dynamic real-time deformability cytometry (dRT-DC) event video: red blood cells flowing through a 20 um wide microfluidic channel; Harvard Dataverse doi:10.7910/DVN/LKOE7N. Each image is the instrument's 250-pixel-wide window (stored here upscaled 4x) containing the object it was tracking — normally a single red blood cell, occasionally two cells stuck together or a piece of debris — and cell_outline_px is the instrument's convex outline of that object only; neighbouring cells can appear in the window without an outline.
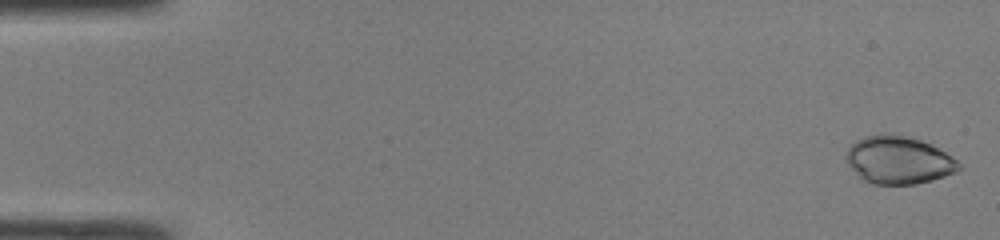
{"species": "common noctule bat (a hibernating species)", "species_latin": "Nyctalus noctula", "temperature_condition": "room temperature", "stored_images_in_passage": 47, "camera_frame_rate_fps": 3000, "um_per_image_px": 0.085, "animal": {"sex": "male", "body_mass_g": 19.0, "forearm_length_mm": 50.8}, "frame": {"image": 1, "passage_image": 1, "time_ms": 0.0, "image_size_px": [1000, 240], "cell_outline_px": [[964, 168], [956, 172], [932, 180], [916, 184], [872, 184], [860, 180], [844, 160], [844, 156], [848, 148], [856, 140], [864, 136], [880, 132], [888, 132], [920, 140], [952, 156]], "centroid_in_image_um": [76.32, 13.61], "position_along_channel_um": 8.7, "area_um2": 31.79}}
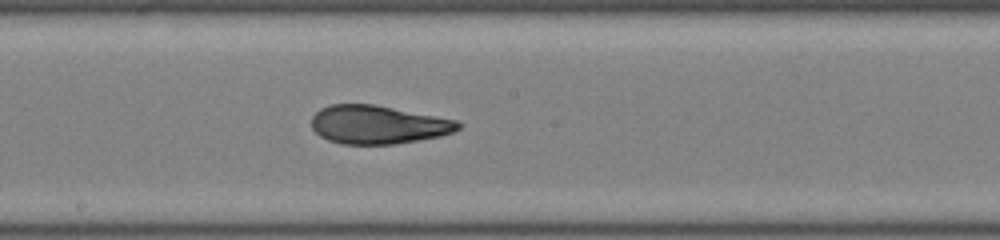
{"frame": {"image": 2, "passage_image": 26, "time_ms": 8.333, "image_size_px": [1000, 240], "cell_outline_px": [[464, 124], [460, 128], [452, 132], [440, 136], [396, 144], [340, 144], [328, 140], [320, 136], [312, 128], [312, 116], [320, 108], [332, 104], [372, 104], [460, 120]], "centroid_in_image_um": [32.15, 10.59], "position_along_channel_um": 216.0, "area_um2": 33.0}}
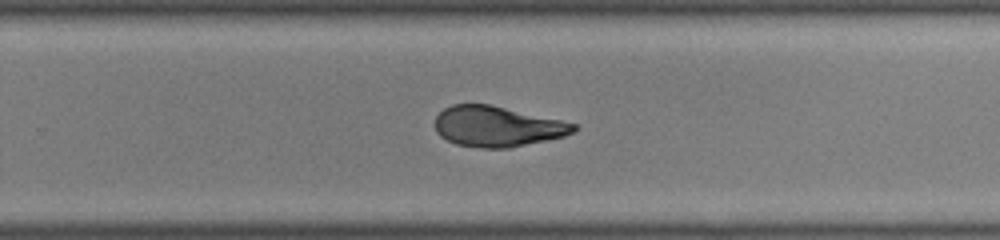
{"frame": {"image": 3, "passage_image": 31, "time_ms": 10.0, "image_size_px": [1000, 240], "cell_outline_px": [[576, 132], [564, 136], [508, 148], [480, 148], [456, 144], [440, 136], [436, 132], [436, 116], [444, 108], [452, 104], [488, 104], [560, 120], [576, 124]], "centroid_in_image_um": [42.24, 10.75], "position_along_channel_um": 287.6, "area_um2": 32.37}}